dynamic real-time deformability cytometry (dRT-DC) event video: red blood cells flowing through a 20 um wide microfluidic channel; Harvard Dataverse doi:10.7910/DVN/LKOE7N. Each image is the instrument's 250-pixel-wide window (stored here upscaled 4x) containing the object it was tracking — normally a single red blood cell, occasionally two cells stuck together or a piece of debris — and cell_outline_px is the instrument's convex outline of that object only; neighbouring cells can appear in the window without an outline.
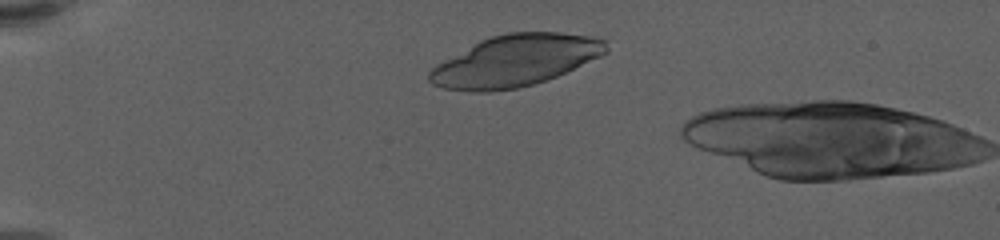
{"species": "human", "species_latin": "Homo sapiens", "temperature_condition": "warm", "stored_images_in_passage": 7, "camera_frame_rate_fps": 3000, "um_per_image_px": 0.085, "donor": {"sex": "female"}, "frame": {"image": 1, "passage_image": 6, "time_ms": 1.667, "image_size_px": [1000, 240], "cell_outline_px": [[608, 52], [600, 56], [556, 76], [532, 84], [516, 88], [492, 92], [472, 92], [444, 88], [432, 84], [428, 80], [428, 72], [436, 64], [480, 40], [492, 36], [508, 32], [560, 32], [592, 36], [608, 40]], "centroid_in_image_um": [43.79, 5.15], "position_along_channel_um": 41.2, "area_um2": 52.89}}